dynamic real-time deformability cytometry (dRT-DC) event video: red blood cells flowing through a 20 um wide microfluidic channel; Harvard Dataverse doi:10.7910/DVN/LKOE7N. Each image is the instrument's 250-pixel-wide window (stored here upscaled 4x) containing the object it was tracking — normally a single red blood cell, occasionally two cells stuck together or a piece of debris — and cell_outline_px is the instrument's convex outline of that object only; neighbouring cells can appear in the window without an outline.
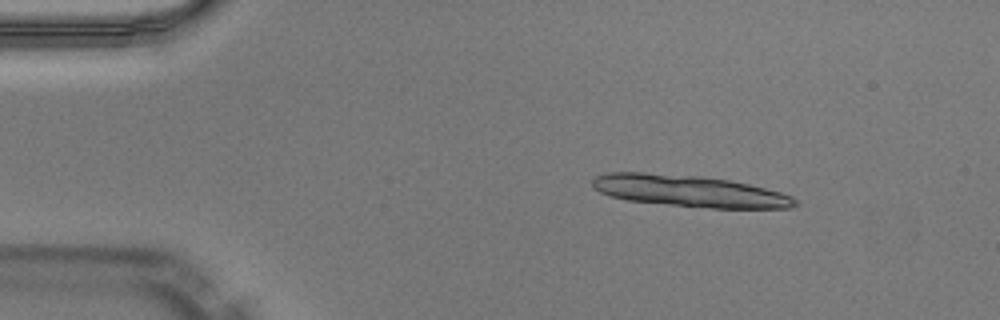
{"species": "Egyptian fruit bat (a non-hibernating species)", "species_latin": "Rousettus aegyptiacus", "temperature_condition": "warm", "stored_images_in_passage": 13, "camera_frame_rate_fps": 3000, "um_per_image_px": 0.085, "animal": {"sex": "male"}, "frame": {"image": 1, "passage_image": 6, "time_ms": 1.667, "image_size_px": [1000, 320], "cell_outline_px": [[796, 204], [788, 208], [712, 208], [628, 200], [612, 196], [600, 192], [592, 184], [592, 180], [596, 176], [608, 172], [644, 172], [700, 176], [728, 180], [748, 184], [780, 192], [792, 196], [796, 200]], "centroid_in_image_um": [58.59, 16.23], "position_along_channel_um": 26.4, "area_um2": 36.82}}